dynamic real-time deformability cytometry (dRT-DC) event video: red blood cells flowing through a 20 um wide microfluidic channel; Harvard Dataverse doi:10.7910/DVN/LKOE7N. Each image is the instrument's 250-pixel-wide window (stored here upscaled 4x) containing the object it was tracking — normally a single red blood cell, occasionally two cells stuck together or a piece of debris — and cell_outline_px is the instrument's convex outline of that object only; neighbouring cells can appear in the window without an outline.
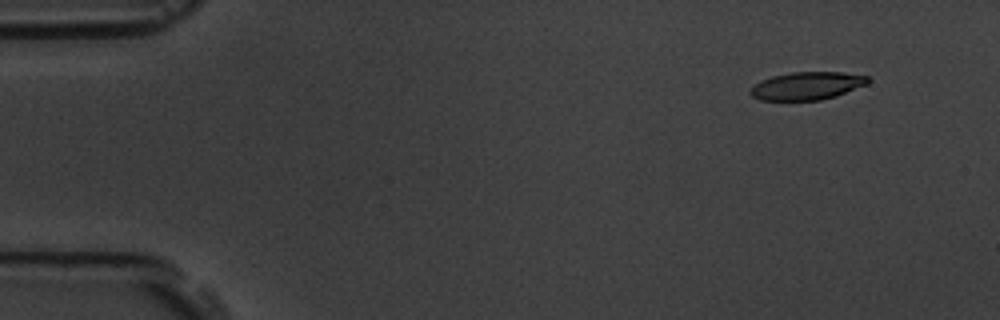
{"species": "common noctule bat (a hibernating species)", "species_latin": "Nyctalus noctula", "temperature_condition": "room temperature", "stored_images_in_passage": 6, "camera_frame_rate_fps": 3000, "um_per_image_px": 0.085, "animal": {"sex": "male", "body_mass_g": 19.5, "forearm_length_mm": 54.6}, "frame": {"image": 1, "passage_image": 1, "time_ms": 0.0, "image_size_px": [1000, 320], "cell_outline_px": [[872, 80], [868, 84], [836, 96], [820, 100], [760, 100], [752, 96], [748, 92], [748, 88], [760, 80], [772, 76], [792, 72], [840, 72], [868, 76]], "centroid_in_image_um": [68.57, 7.29], "position_along_channel_um": 16.4, "area_um2": 19.31}}
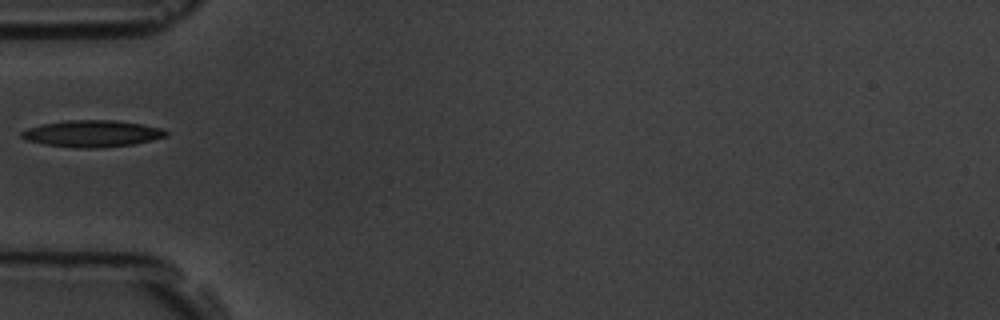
{"frame": {"image": 2, "passage_image": 5, "time_ms": 4.667, "image_size_px": [1000, 320], "cell_outline_px": [[168, 136], [152, 140], [132, 144], [96, 148], [72, 148], [44, 144], [28, 140], [20, 136], [20, 132], [28, 128], [40, 124], [68, 120], [116, 120], [164, 128], [168, 132]], "centroid_in_image_um": [7.84, 11.35], "position_along_channel_um": 77.2, "area_um2": 22.54}}
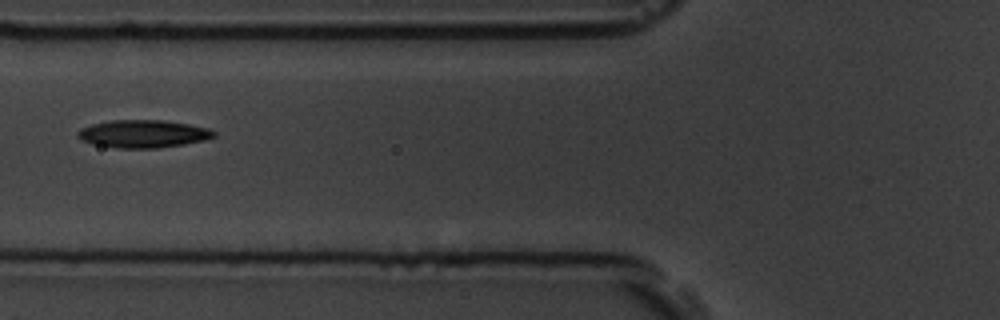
{"frame": {"image": 3, "passage_image": 6, "time_ms": 5.667, "image_size_px": [1000, 320], "cell_outline_px": [[216, 136], [204, 140], [184, 144], [156, 148], [116, 148], [92, 144], [80, 140], [76, 136], [76, 132], [80, 128], [92, 124], [112, 120], [164, 120], [188, 124], [208, 128], [216, 132]], "centroid_in_image_um": [12.13, 11.37], "position_along_channel_um": 113.7, "area_um2": 22.14}}